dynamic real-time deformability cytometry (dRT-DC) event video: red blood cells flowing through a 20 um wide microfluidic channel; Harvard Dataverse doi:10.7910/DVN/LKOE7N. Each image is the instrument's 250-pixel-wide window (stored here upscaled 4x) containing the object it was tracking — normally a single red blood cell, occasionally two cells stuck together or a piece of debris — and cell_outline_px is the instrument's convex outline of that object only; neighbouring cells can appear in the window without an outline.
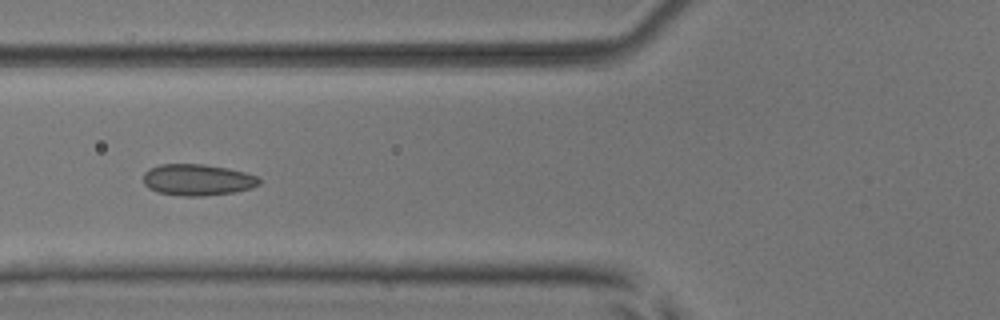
{"species": "common noctule bat (a hibernating species)", "species_latin": "Nyctalus noctula", "temperature_condition": "room temperature", "stored_images_in_passage": 6, "camera_frame_rate_fps": 3000, "um_per_image_px": 0.085, "animal": {"sex": "male", "body_mass_g": 17.9, "forearm_length_mm": 54.2}, "frame": {"image": 1, "passage_image": 6, "time_ms": 5.667, "image_size_px": [1000, 320], "cell_outline_px": [[260, 184], [252, 188], [236, 192], [204, 196], [184, 196], [156, 192], [148, 188], [144, 184], [144, 172], [148, 168], [160, 164], [204, 164], [228, 168], [244, 172], [256, 176], [260, 180]], "centroid_in_image_um": [16.77, 15.29], "position_along_channel_um": 109.0, "area_um2": 21.39}}